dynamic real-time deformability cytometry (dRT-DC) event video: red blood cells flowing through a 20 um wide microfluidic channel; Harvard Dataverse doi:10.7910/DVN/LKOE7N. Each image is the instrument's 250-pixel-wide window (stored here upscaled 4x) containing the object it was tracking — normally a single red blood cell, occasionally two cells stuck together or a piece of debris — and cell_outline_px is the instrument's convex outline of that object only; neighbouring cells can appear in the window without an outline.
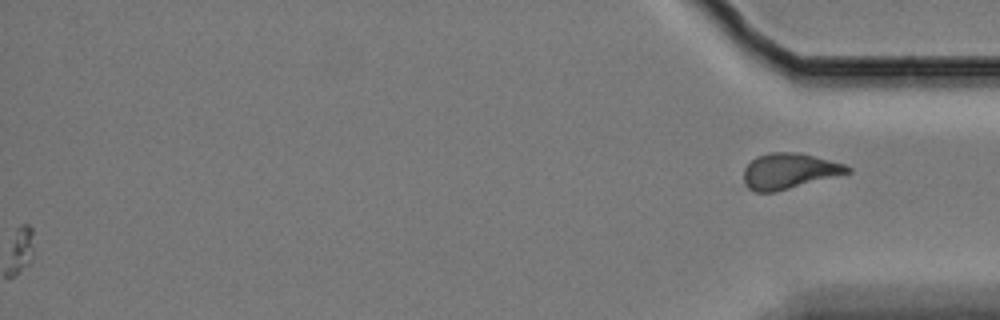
{"species": "Egyptian fruit bat (a non-hibernating species)", "species_latin": "Rousettus aegyptiacus", "temperature_condition": "cold", "stored_images_in_passage": 53, "camera_frame_rate_fps": 3000, "um_per_image_px": 0.085, "animal": {"sex": "female"}, "frame": {"image": 1, "passage_image": 53, "time_ms": 17.333, "image_size_px": [1000, 320], "cell_outline_px": [[852, 172], [776, 192], [756, 192], [748, 188], [744, 184], [744, 168], [756, 156], [768, 152], [800, 152], [844, 164], [852, 168]], "centroid_in_image_um": [67.07, 14.54], "position_along_channel_um": 368.1, "area_um2": 21.68}}